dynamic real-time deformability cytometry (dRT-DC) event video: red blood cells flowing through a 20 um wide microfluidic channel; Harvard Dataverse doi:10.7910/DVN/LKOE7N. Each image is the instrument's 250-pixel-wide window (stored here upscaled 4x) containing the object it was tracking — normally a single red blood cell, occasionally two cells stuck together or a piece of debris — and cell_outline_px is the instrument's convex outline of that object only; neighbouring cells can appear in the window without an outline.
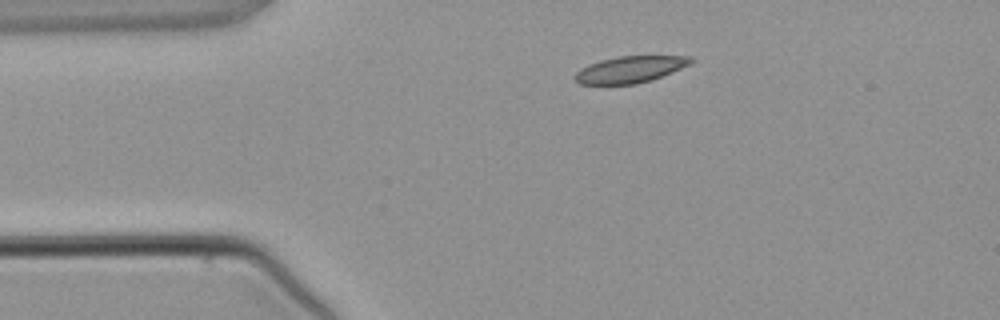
{"species": "common noctule bat (a hibernating species)", "species_latin": "Nyctalus noctula", "temperature_condition": "warm", "stored_images_in_passage": 2, "camera_frame_rate_fps": 3000, "um_per_image_px": 0.085, "animal": {"sex": "male", "body_mass_g": 21.5, "forearm_length_mm": 52.0}, "frame": {"image": 1, "passage_image": 1, "time_ms": 0.0, "image_size_px": [1000, 320], "cell_outline_px": [[696, 60], [680, 68], [652, 80], [636, 84], [580, 84], [576, 80], [576, 72], [580, 68], [588, 64], [600, 60], [620, 56], [692, 56]], "centroid_in_image_um": [53.55, 5.89], "position_along_channel_um": 31.4, "area_um2": 17.8}}